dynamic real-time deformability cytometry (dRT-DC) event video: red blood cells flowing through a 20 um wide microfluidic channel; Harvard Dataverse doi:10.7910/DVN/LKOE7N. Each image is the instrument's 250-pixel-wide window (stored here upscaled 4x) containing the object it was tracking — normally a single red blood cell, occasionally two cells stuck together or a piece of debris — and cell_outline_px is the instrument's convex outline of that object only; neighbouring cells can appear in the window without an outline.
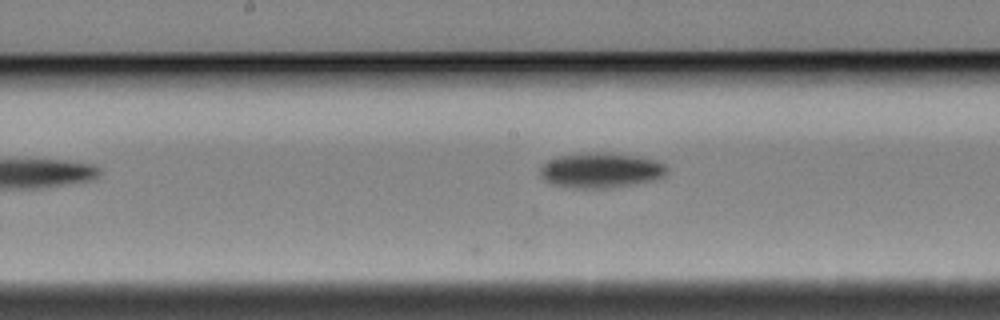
{"species": "Egyptian fruit bat (a non-hibernating species)", "species_latin": "Rousettus aegyptiacus", "temperature_condition": "cold", "stored_images_in_passage": 16, "camera_frame_rate_fps": 3000, "um_per_image_px": 0.085, "animal": {"sex": "female"}, "frame": {"image": 1, "passage_image": 16, "time_ms": 5.0, "image_size_px": [1000, 320], "cell_outline_px": [[668, 172], [664, 176], [656, 180], [632, 184], [604, 188], [576, 188], [552, 184], [544, 180], [540, 176], [540, 168], [548, 160], [560, 156], [576, 152], [608, 152], [640, 156], [656, 160], [664, 164], [668, 168]], "centroid_in_image_um": [51.09, 14.45], "position_along_channel_um": 197.1, "area_um2": 26.3}}